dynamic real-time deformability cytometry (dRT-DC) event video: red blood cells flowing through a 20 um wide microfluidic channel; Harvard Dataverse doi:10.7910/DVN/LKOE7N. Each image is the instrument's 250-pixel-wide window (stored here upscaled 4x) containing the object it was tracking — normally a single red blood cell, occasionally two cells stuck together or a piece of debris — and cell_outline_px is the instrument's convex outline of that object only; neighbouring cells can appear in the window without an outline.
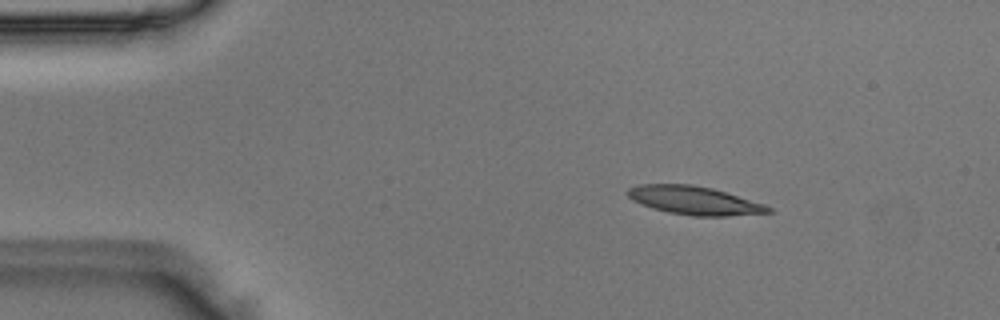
{"species": "Egyptian fruit bat (a non-hibernating species)", "species_latin": "Rousettus aegyptiacus", "temperature_condition": "room temperature", "stored_images_in_passage": 49, "camera_frame_rate_fps": 3000, "um_per_image_px": 0.085, "animal": {"sex": "male"}, "frame": {"image": 1, "passage_image": 7, "time_ms": 2.0, "image_size_px": [1000, 320], "cell_outline_px": [[776, 212], [728, 216], [692, 216], [668, 212], [652, 208], [632, 200], [628, 196], [628, 188], [640, 184], [692, 184], [712, 188], [764, 204], [772, 208]], "centroid_in_image_um": [59.04, 17.04], "position_along_channel_um": 26.0, "area_um2": 23.24}}
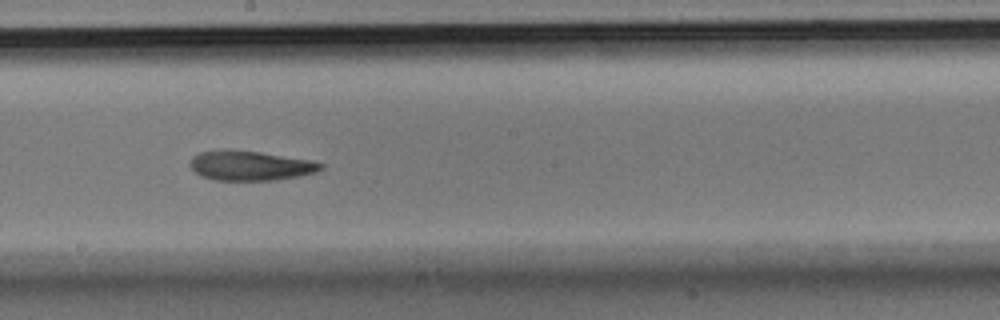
{"frame": {"image": 2, "passage_image": 27, "time_ms": 8.667, "image_size_px": [1000, 320], "cell_outline_px": [[324, 168], [316, 172], [296, 176], [272, 180], [212, 180], [200, 176], [188, 164], [192, 156], [200, 152], [220, 148], [224, 148], [260, 152], [312, 160], [324, 164]], "centroid_in_image_um": [21.22, 14.06], "position_along_channel_um": 227.0, "area_um2": 22.89}}
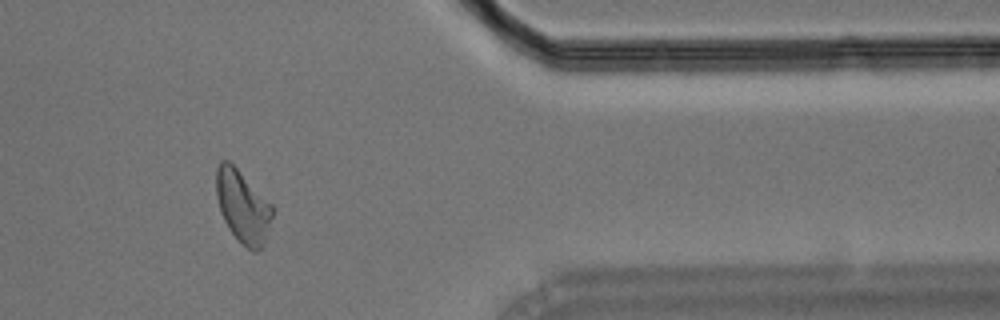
{"frame": {"image": 3, "passage_image": 41, "time_ms": 13.333, "image_size_px": [1000, 320], "cell_outline_px": [[272, 216], [264, 248], [256, 252], [252, 252], [228, 228], [220, 212], [216, 196], [216, 168], [220, 160], [228, 160], [272, 204]], "centroid_in_image_um": [20.63, 17.57], "position_along_channel_um": 390.8, "area_um2": 23.52}}